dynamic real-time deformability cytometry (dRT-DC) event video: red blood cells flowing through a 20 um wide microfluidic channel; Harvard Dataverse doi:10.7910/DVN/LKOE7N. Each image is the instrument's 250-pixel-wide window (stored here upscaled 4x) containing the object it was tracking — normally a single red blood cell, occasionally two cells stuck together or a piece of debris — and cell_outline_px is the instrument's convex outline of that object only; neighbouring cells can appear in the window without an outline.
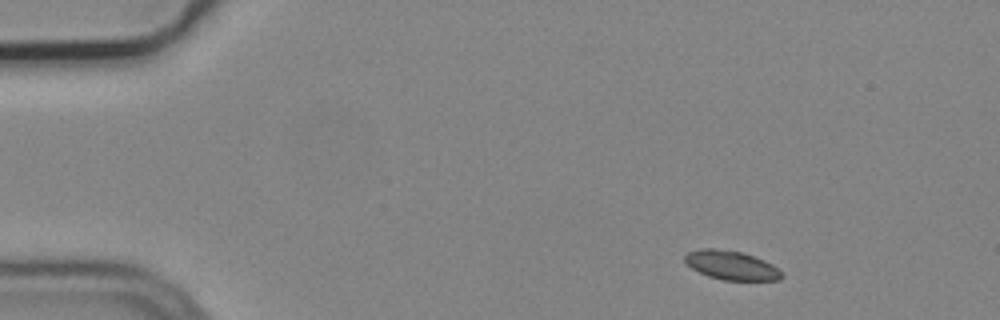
{"species": "common noctule bat (a hibernating species)", "species_latin": "Nyctalus noctula", "temperature_condition": "cold", "stored_images_in_passage": 5, "camera_frame_rate_fps": 3000, "um_per_image_px": 0.085, "animal": {"sex": "male", "body_mass_g": 19.2, "forearm_length_mm": 51.8}, "frame": {"image": 1, "passage_image": 1, "time_ms": 0.0, "image_size_px": [1000, 320], "cell_outline_px": [[784, 276], [780, 280], [724, 280], [708, 276], [692, 268], [684, 260], [684, 256], [688, 252], [704, 248], [716, 248], [740, 252], [764, 260], [772, 264]], "centroid_in_image_um": [62.16, 22.55], "position_along_channel_um": 22.8, "area_um2": 16.13}}
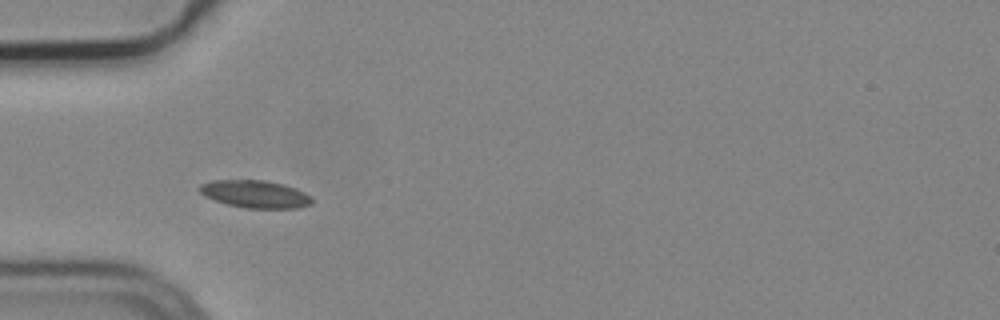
{"frame": {"image": 2, "passage_image": 4, "time_ms": 1.0, "image_size_px": [1000, 320], "cell_outline_px": [[312, 204], [300, 208], [248, 208], [228, 204], [204, 196], [200, 192], [200, 184], [212, 180], [264, 180], [284, 184], [296, 188], [312, 196]], "centroid_in_image_um": [21.73, 16.49], "position_along_channel_um": 63.3, "area_um2": 18.03}}
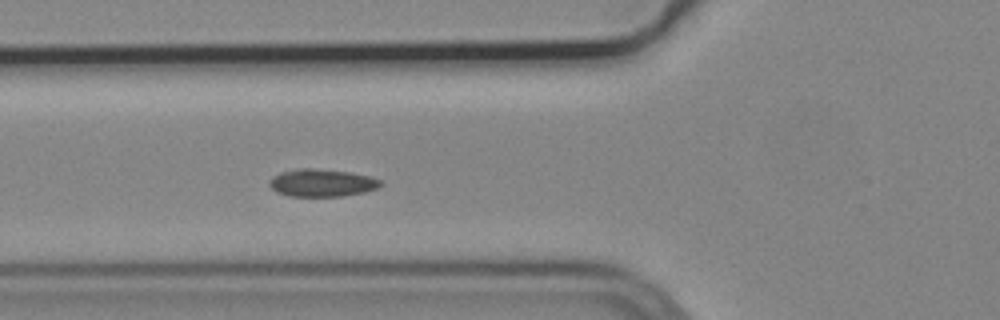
{"frame": {"image": 3, "passage_image": 5, "time_ms": 1.333, "image_size_px": [1000, 320], "cell_outline_px": [[384, 184], [376, 188], [364, 192], [340, 196], [288, 196], [276, 192], [268, 184], [268, 180], [272, 176], [280, 172], [296, 168], [308, 168], [352, 172], [372, 176], [380, 180]], "centroid_in_image_um": [27.33, 15.53], "position_along_channel_um": 98.5, "area_um2": 18.03}}